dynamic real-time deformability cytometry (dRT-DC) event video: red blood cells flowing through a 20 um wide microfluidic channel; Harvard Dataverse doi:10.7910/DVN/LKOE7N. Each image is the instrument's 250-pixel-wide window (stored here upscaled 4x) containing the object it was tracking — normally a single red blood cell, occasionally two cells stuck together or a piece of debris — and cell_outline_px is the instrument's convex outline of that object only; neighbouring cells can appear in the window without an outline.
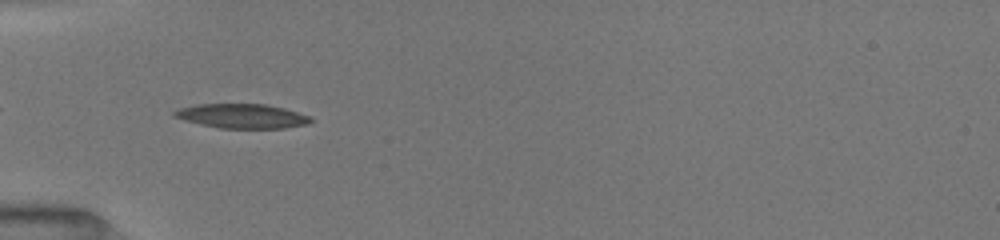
{"species": "common noctule bat (a hibernating species)", "species_latin": "Nyctalus noctula", "temperature_condition": "room temperature", "stored_images_in_passage": 44, "camera_frame_rate_fps": 3000, "um_per_image_px": 0.085, "animal": {"sex": "female", "body_mass_g": 19.5, "forearm_length_mm": 54.1}, "frame": {"image": 1, "passage_image": 2, "time_ms": 0.333, "image_size_px": [1000, 240], "cell_outline_px": [[312, 120], [308, 124], [284, 128], [220, 128], [200, 124], [184, 120], [172, 116], [172, 112], [180, 108], [196, 104], [264, 104], [284, 108], [308, 116]], "centroid_in_image_um": [20.53, 9.86], "position_along_channel_um": 64.5, "area_um2": 19.25}}
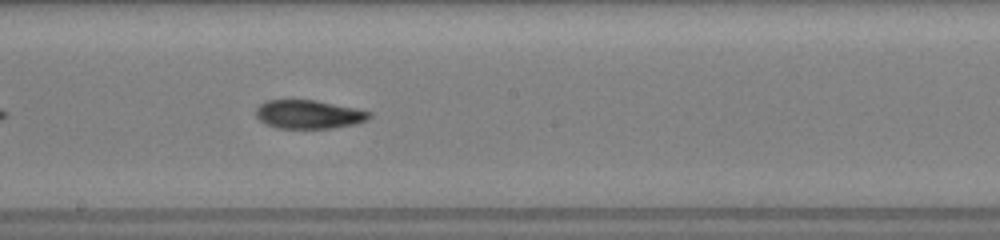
{"frame": {"image": 2, "passage_image": 17, "time_ms": 4.333, "image_size_px": [1000, 240], "cell_outline_px": [[372, 116], [368, 120], [356, 124], [332, 128], [276, 128], [264, 124], [256, 116], [256, 108], [260, 104], [268, 100], [316, 100], [356, 108], [372, 112]], "centroid_in_image_um": [26.26, 9.72], "position_along_channel_um": 221.9, "area_um2": 19.07}}
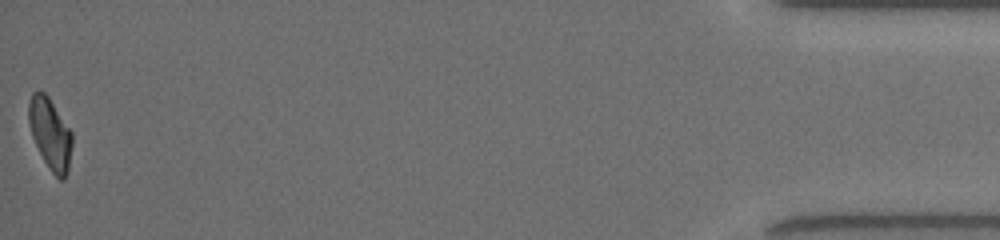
{"frame": {"image": 3, "passage_image": 44, "time_ms": 11.667, "image_size_px": [1000, 240], "cell_outline_px": [[72, 144], [68, 172], [64, 180], [60, 180], [52, 172], [44, 160], [32, 136], [28, 120], [28, 104], [32, 92], [44, 92], [48, 96], [72, 132]], "centroid_in_image_um": [4.27, 11.37], "position_along_channel_um": 430.9, "area_um2": 17.86}, "authors_computed_cell_mechanics": {"area_um2": 19.0451, "velocity_mm_per_s": 4.0281, "shape_relaxation_time_tau1_ms": null, "shape_relaxation_time_tau2_ms": 8.4805, "deformation_change_tau1": null, "deformation_change_tau2": 0.1761}}